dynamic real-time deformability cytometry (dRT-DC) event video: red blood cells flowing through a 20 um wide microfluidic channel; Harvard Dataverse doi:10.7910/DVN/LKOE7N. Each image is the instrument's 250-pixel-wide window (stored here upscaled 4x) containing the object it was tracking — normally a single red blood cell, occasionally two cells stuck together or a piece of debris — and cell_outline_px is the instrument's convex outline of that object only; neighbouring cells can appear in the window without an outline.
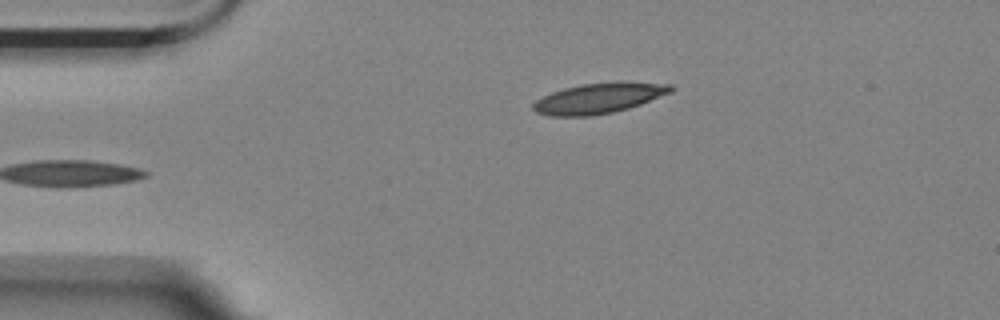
{"species": "Egyptian fruit bat (a non-hibernating species)", "species_latin": "Rousettus aegyptiacus", "temperature_condition": "room temperature", "stored_images_in_passage": 5, "camera_frame_rate_fps": 3000, "um_per_image_px": 0.085, "animal": {"sex": "female"}, "frame": {"image": 1, "passage_image": 5, "time_ms": 5.333, "image_size_px": [1000, 320], "cell_outline_px": [[676, 88], [672, 92], [640, 104], [628, 108], [612, 112], [588, 116], [552, 116], [536, 112], [532, 108], [532, 104], [536, 100], [552, 92], [564, 88], [580, 84], [620, 80], [672, 84]], "centroid_in_image_um": [50.95, 8.31], "position_along_channel_um": 34.0, "area_um2": 24.68}}